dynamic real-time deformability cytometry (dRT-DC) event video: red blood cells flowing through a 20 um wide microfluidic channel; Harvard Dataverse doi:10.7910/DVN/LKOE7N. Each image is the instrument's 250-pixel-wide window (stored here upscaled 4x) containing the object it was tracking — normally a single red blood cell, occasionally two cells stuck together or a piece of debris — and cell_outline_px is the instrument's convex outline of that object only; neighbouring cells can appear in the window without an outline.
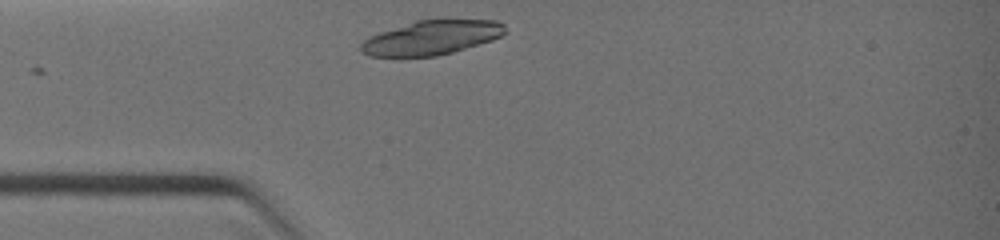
{"species": "common noctule bat (a hibernating species)", "species_latin": "Nyctalus noctula", "temperature_condition": "warm", "stored_images_in_passage": 6, "camera_frame_rate_fps": 3000, "um_per_image_px": 0.085, "animal": {"sex": "female", "body_mass_g": 19.0, "forearm_length_mm": 51.5}, "frame": {"image": 1, "passage_image": 1, "time_ms": 0.0, "image_size_px": [1000, 240], "cell_outline_px": [[504, 32], [500, 36], [492, 40], [452, 52], [436, 56], [368, 56], [360, 52], [360, 44], [368, 36], [416, 20], [440, 16], [444, 16], [496, 20], [504, 24]], "centroid_in_image_um": [36.7, 3.14], "position_along_channel_um": 48.3, "area_um2": 29.71}}
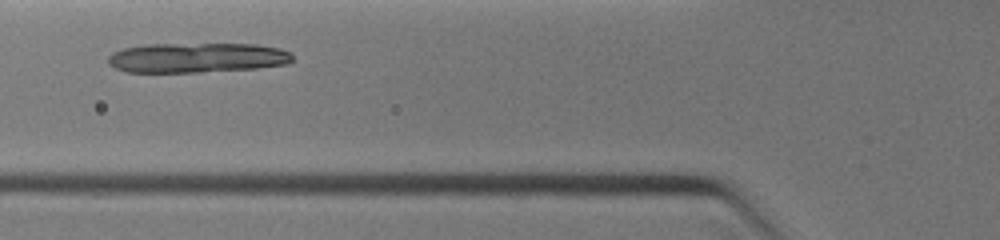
{"frame": {"image": 2, "passage_image": 5, "time_ms": 1.333, "image_size_px": [1000, 240], "cell_outline_px": [[296, 60], [288, 64], [256, 68], [200, 72], [124, 72], [108, 64], [108, 56], [112, 52], [124, 48], [148, 44], [256, 44], [280, 48], [292, 52]], "centroid_in_image_um": [16.79, 4.9], "position_along_channel_um": 109.0, "area_um2": 32.43}}